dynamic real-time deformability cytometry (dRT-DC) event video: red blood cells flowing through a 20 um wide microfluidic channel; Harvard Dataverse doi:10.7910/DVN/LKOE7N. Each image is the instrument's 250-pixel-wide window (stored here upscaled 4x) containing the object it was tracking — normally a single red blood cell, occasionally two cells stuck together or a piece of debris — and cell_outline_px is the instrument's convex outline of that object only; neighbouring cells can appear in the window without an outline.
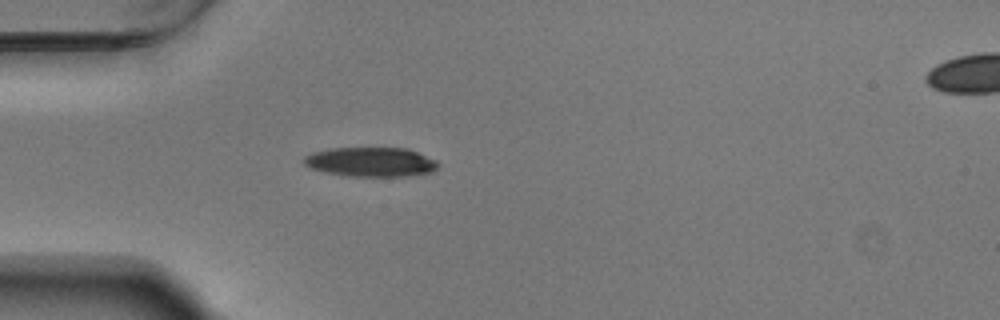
{"species": "Egyptian fruit bat (a non-hibernating species)", "species_latin": "Rousettus aegyptiacus", "temperature_condition": "warm", "stored_images_in_passage": 36, "camera_frame_rate_fps": 3000, "um_per_image_px": 0.085, "animal": {"sex": "male"}, "frame": {"image": 1, "passage_image": 1, "time_ms": 0.0, "image_size_px": [1000, 320], "cell_outline_px": [[440, 164], [432, 172], [408, 176], [348, 176], [324, 172], [308, 168], [304, 164], [304, 156], [312, 152], [328, 148], [408, 148], [436, 160]], "centroid_in_image_um": [31.5, 13.76], "position_along_channel_um": 53.5, "area_um2": 23.18}}
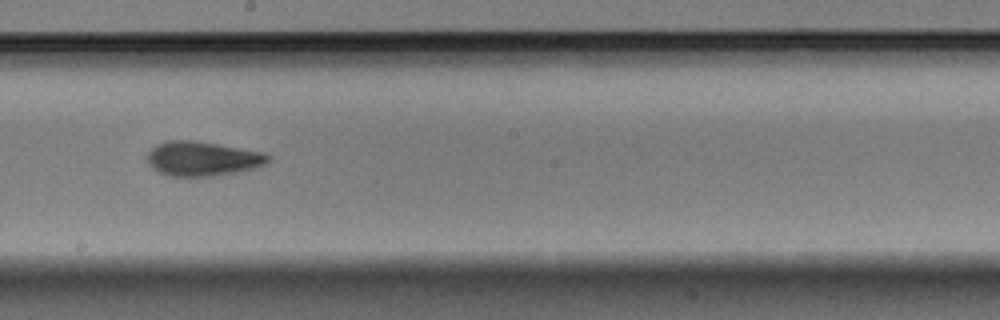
{"frame": {"image": 2, "passage_image": 16, "time_ms": 5.0, "image_size_px": [1000, 320], "cell_outline_px": [[272, 160], [256, 168], [216, 176], [168, 176], [156, 172], [148, 164], [148, 152], [156, 144], [164, 140], [192, 140], [264, 152], [272, 156]], "centroid_in_image_um": [17.21, 13.49], "position_along_channel_um": 231.0, "area_um2": 24.57}}
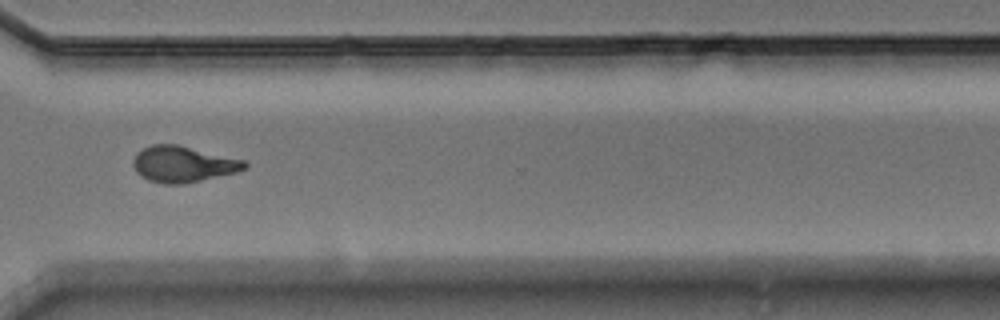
{"frame": {"image": 3, "passage_image": 26, "time_ms": 8.333, "image_size_px": [1000, 320], "cell_outline_px": [[248, 168], [236, 172], [200, 180], [180, 184], [164, 184], [148, 180], [140, 176], [136, 172], [132, 164], [132, 160], [136, 152], [152, 144], [176, 144], [244, 160], [248, 164]], "centroid_in_image_um": [15.52, 13.95], "position_along_channel_um": 355.1, "area_um2": 23.35}, "authors_computed_cell_mechanics": {"area_um2": 23.2645, "velocity_mm_per_s": 3.7227, "shape_relaxation_time_tau1_ms": 4.0717, "shape_relaxation_time_tau2_ms": 3.4315, "deformation_change_tau1": 0.1457, "deformation_change_tau2": 0.1134}}